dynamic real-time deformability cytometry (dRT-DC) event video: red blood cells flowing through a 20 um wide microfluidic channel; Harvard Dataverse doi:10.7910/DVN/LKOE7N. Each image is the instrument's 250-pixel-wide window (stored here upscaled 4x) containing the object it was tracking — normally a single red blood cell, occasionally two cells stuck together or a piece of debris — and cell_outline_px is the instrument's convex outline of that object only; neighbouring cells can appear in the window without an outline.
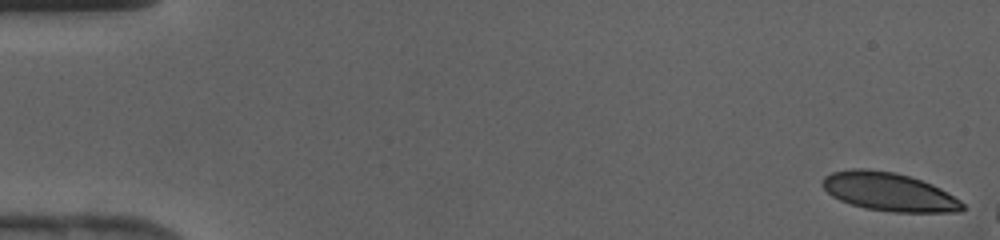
{"species": "human", "species_latin": "Homo sapiens", "temperature_condition": "cold", "stored_images_in_passage": 47, "camera_frame_rate_fps": 3000, "um_per_image_px": 0.085, "donor": {"sex": "female"}, "frame": {"image": 1, "passage_image": 1, "time_ms": 0.0, "image_size_px": [1000, 240], "cell_outline_px": [[968, 208], [960, 212], [892, 212], [864, 208], [840, 200], [832, 196], [820, 184], [820, 180], [824, 176], [832, 172], [852, 168], [864, 168], [896, 172], [932, 184], [940, 188], [960, 200]], "centroid_in_image_um": [75.55, 16.3], "position_along_channel_um": 9.4, "area_um2": 31.56}}
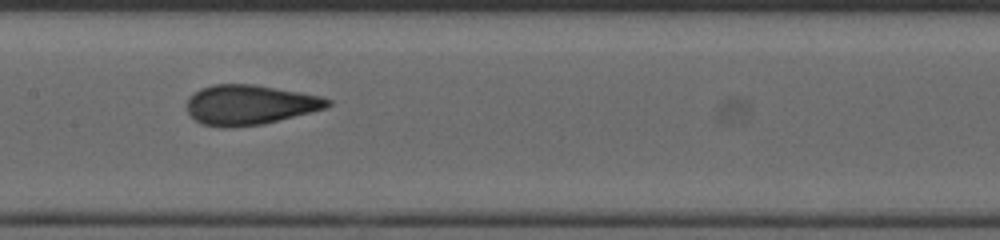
{"frame": {"image": 2, "passage_image": 24, "time_ms": 7.667, "image_size_px": [1000, 240], "cell_outline_px": [[332, 104], [324, 108], [264, 124], [224, 128], [220, 128], [200, 124], [188, 112], [188, 96], [200, 88], [212, 84], [252, 84], [300, 92], [320, 96], [332, 100]], "centroid_in_image_um": [21.19, 8.91], "position_along_channel_um": 186.2, "area_um2": 32.66}}
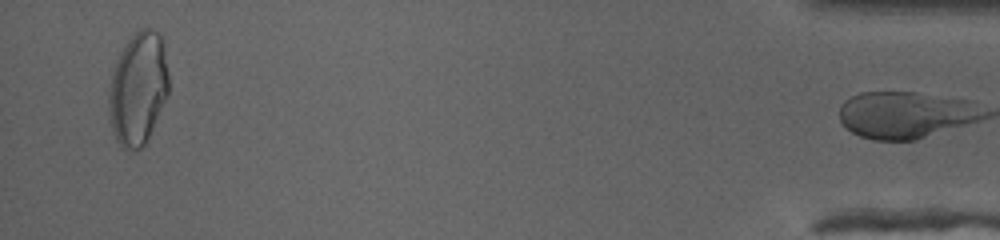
{"frame": {"image": 3, "passage_image": 46, "time_ms": 15.0, "image_size_px": [1000, 240], "cell_outline_px": [[168, 92], [152, 128], [144, 144], [140, 148], [132, 152], [128, 152], [116, 140], [112, 128], [108, 108], [108, 92], [112, 72], [116, 60], [128, 40], [140, 28], [152, 28], [160, 32], [164, 44], [168, 72]], "centroid_in_image_um": [11.73, 7.5], "position_along_channel_um": 423.5, "area_um2": 39.3}}